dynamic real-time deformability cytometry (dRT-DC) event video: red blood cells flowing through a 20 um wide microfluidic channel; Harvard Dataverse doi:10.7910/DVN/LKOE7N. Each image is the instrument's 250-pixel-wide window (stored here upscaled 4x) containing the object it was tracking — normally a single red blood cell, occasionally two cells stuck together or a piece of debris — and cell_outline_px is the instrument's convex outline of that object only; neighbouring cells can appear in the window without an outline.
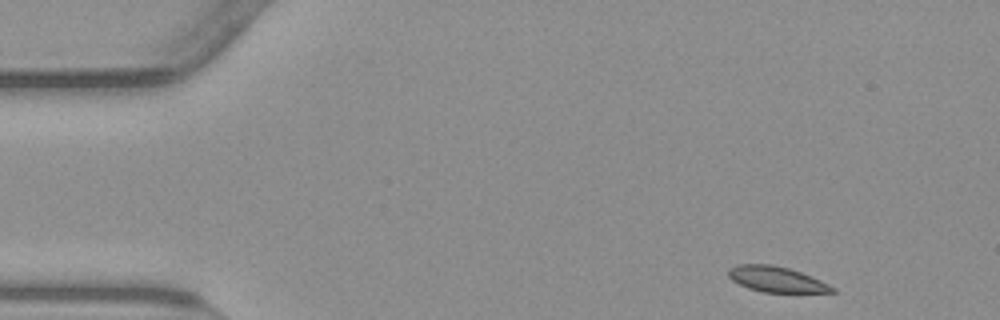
{"species": "common noctule bat (a hibernating species)", "species_latin": "Nyctalus noctula", "temperature_condition": "warm", "stored_images_in_passage": 50, "camera_frame_rate_fps": 3000, "um_per_image_px": 0.085, "animal": {"sex": "male", "body_mass_g": 23.1, "forearm_length_mm": 52.7}, "frame": {"image": 1, "passage_image": 1, "time_ms": 0.0, "image_size_px": [1000, 320], "cell_outline_px": [[836, 292], [764, 292], [748, 288], [732, 280], [728, 276], [728, 268], [736, 264], [772, 264], [788, 268], [812, 276], [836, 288]], "centroid_in_image_um": [65.98, 23.73], "position_along_channel_um": 19.0, "area_um2": 15.43}}
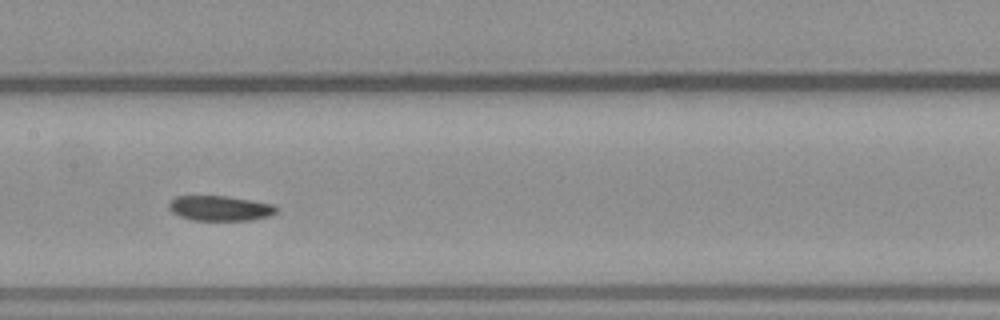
{"frame": {"image": 2, "passage_image": 22, "time_ms": 7.0, "image_size_px": [1000, 320], "cell_outline_px": [[280, 212], [268, 216], [252, 220], [192, 220], [180, 216], [172, 212], [168, 208], [168, 204], [176, 196], [228, 196], [252, 200], [272, 204], [280, 208]], "centroid_in_image_um": [18.75, 17.7], "position_along_channel_um": 188.7, "area_um2": 15.84}}
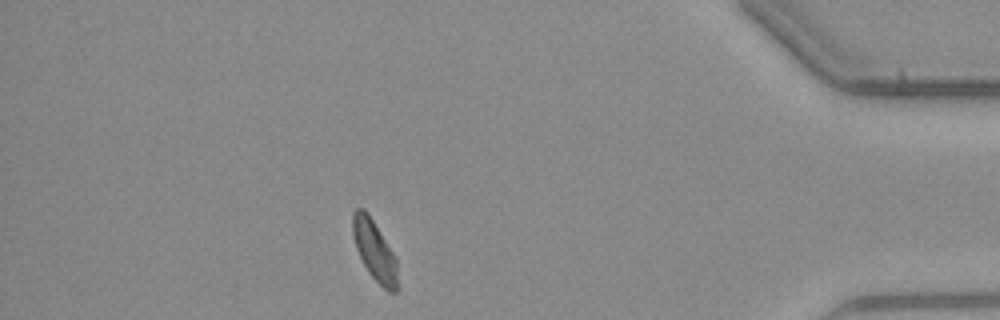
{"frame": {"image": 3, "passage_image": 43, "time_ms": 14.0, "image_size_px": [1000, 320], "cell_outline_px": [[396, 292], [388, 292], [368, 272], [356, 248], [352, 236], [352, 212], [356, 208], [364, 208], [368, 212], [392, 252], [396, 260]], "centroid_in_image_um": [31.78, 21.24], "position_along_channel_um": 403.4, "area_um2": 15.37}}